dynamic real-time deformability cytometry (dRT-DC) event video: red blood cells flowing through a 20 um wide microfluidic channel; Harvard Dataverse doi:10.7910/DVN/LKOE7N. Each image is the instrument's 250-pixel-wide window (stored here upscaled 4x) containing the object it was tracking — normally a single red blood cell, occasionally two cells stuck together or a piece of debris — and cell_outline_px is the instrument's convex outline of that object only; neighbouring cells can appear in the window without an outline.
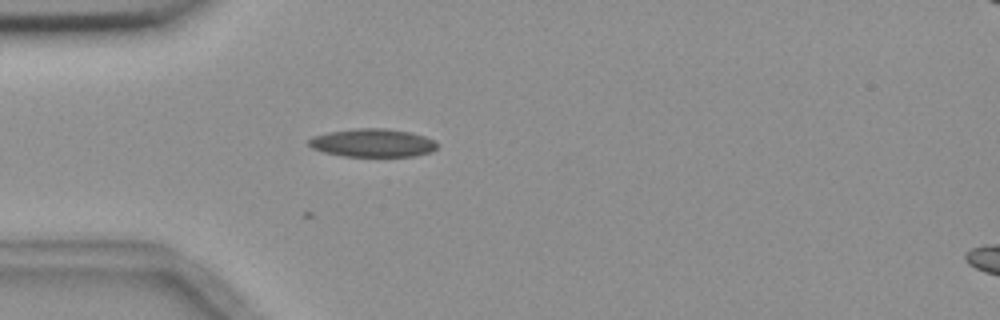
{"species": "common noctule bat (a hibernating species)", "species_latin": "Nyctalus noctula", "temperature_condition": "room temperature", "stored_images_in_passage": 4, "segment_of_instrument_passage": [1, 2], "camera_frame_rate_fps": 3000, "um_per_image_px": 0.085, "animal": {"sex": "female", "body_mass_g": 18.4}, "frame": {"image": 1, "passage_image": 3, "time_ms": 3.0, "image_size_px": [1000, 320], "cell_outline_px": [[436, 148], [432, 152], [416, 156], [340, 156], [324, 152], [312, 148], [308, 144], [308, 140], [312, 136], [328, 132], [360, 128], [384, 128], [412, 132], [436, 140]], "centroid_in_image_um": [31.68, 12.14], "position_along_channel_um": 53.3, "area_um2": 21.21}}